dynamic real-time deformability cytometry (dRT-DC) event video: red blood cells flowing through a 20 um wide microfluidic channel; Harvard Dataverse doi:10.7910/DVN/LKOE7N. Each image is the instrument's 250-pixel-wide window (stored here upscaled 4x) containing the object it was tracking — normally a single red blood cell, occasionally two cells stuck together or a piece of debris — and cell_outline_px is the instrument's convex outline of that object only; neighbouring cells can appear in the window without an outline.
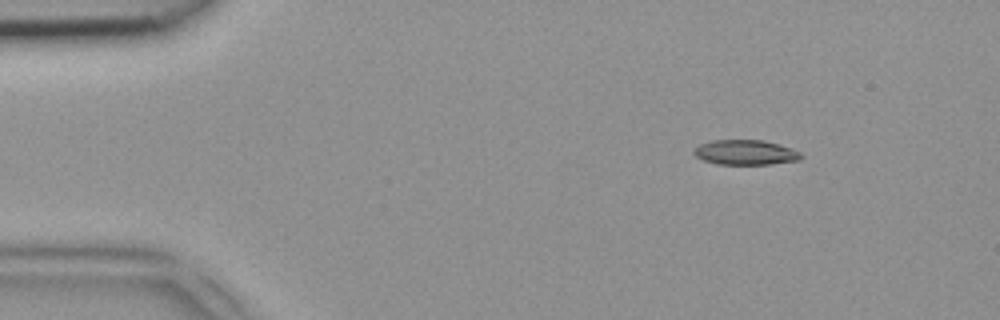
{"species": "common noctule bat (a hibernating species)", "species_latin": "Nyctalus noctula", "temperature_condition": "room temperature", "stored_images_in_passage": 42, "camera_frame_rate_fps": 3000, "um_per_image_px": 0.085, "animal": {"sex": "female", "body_mass_g": 18.4}, "frame": {"image": 1, "passage_image": 1, "time_ms": 0.0, "image_size_px": [1000, 320], "cell_outline_px": [[804, 156], [800, 160], [772, 164], [716, 164], [704, 160], [696, 156], [692, 152], [700, 144], [712, 140], [764, 140], [780, 144], [800, 152]], "centroid_in_image_um": [63.4, 12.95], "position_along_channel_um": 21.6, "area_um2": 15.61}}
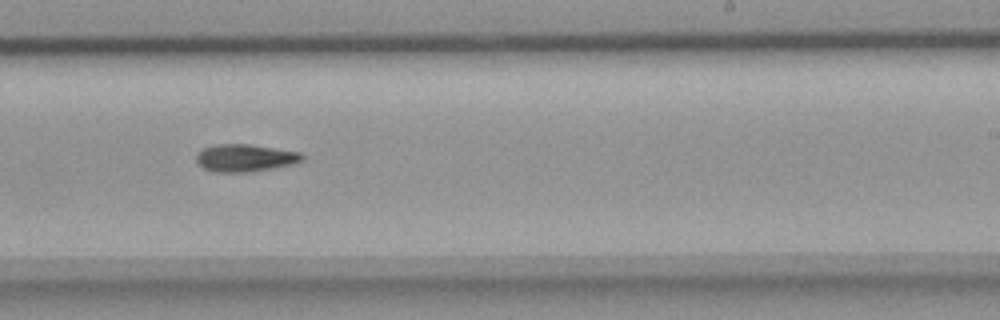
{"frame": {"image": 2, "passage_image": 24, "time_ms": 7.667, "image_size_px": [1000, 320], "cell_outline_px": [[304, 160], [292, 164], [272, 168], [248, 172], [216, 172], [204, 168], [196, 160], [196, 152], [200, 148], [216, 144], [248, 144], [300, 152], [304, 156]], "centroid_in_image_um": [20.8, 13.41], "position_along_channel_um": 268.2, "area_um2": 16.94}}
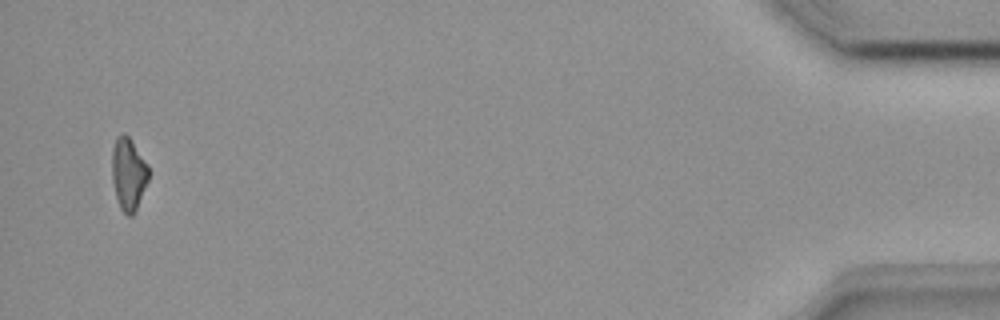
{"frame": {"image": 3, "passage_image": 41, "time_ms": 13.333, "image_size_px": [1000, 320], "cell_outline_px": [[148, 180], [136, 212], [132, 216], [128, 216], [120, 208], [116, 196], [112, 180], [112, 148], [116, 136], [124, 132], [132, 140], [148, 164]], "centroid_in_image_um": [10.92, 14.77], "position_along_channel_um": 424.3, "area_um2": 15.66}}